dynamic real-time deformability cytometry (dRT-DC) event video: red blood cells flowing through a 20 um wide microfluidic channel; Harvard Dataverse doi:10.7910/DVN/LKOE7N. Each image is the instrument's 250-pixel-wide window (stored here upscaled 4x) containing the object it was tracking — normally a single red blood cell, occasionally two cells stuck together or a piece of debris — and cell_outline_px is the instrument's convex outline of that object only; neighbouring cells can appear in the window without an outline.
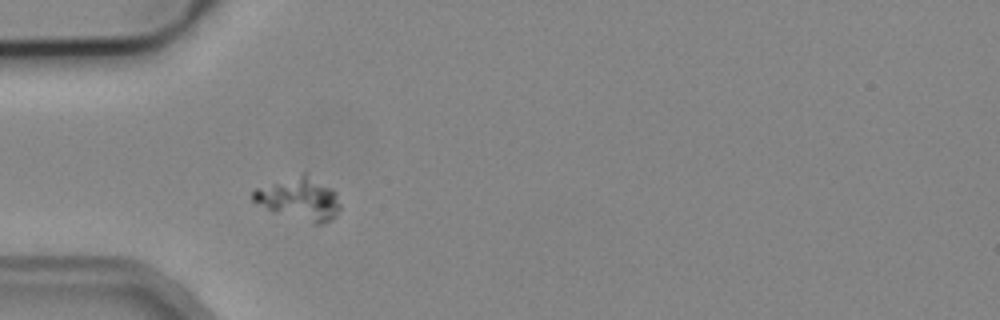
{"species": "common noctule bat (a hibernating species)", "species_latin": "Nyctalus noctula", "temperature_condition": "cold", "stored_images_in_passage": 7, "camera_frame_rate_fps": 3000, "um_per_image_px": 0.085, "animal": {"sex": "male", "body_mass_g": 19.2, "forearm_length_mm": 51.8}, "frame": {"image": 1, "passage_image": 2, "time_ms": 2.0, "image_size_px": [1000, 320], "cell_outline_px": [[340, 208], [336, 216], [332, 220], [320, 224], [312, 224], [272, 212], [252, 200], [252, 192], [256, 188], [304, 172], [332, 188], [336, 192], [340, 204]], "centroid_in_image_um": [25.46, 16.91], "position_along_channel_um": 59.5, "area_um2": 21.85}}
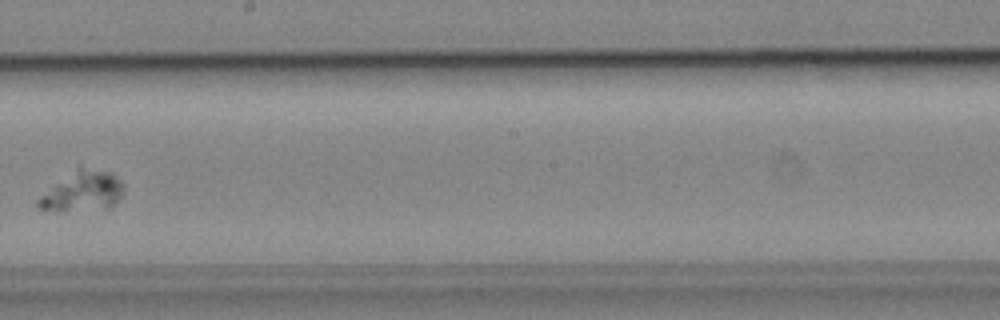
{"frame": {"image": 2, "passage_image": 6, "time_ms": 7.0, "image_size_px": [1000, 320], "cell_outline_px": [[124, 192], [112, 204], [104, 208], [64, 212], [60, 212], [40, 208], [36, 204], [36, 200], [40, 196], [80, 164], [112, 172], [124, 184]], "centroid_in_image_um": [7.02, 16.22], "position_along_channel_um": 241.2, "area_um2": 20.17}}